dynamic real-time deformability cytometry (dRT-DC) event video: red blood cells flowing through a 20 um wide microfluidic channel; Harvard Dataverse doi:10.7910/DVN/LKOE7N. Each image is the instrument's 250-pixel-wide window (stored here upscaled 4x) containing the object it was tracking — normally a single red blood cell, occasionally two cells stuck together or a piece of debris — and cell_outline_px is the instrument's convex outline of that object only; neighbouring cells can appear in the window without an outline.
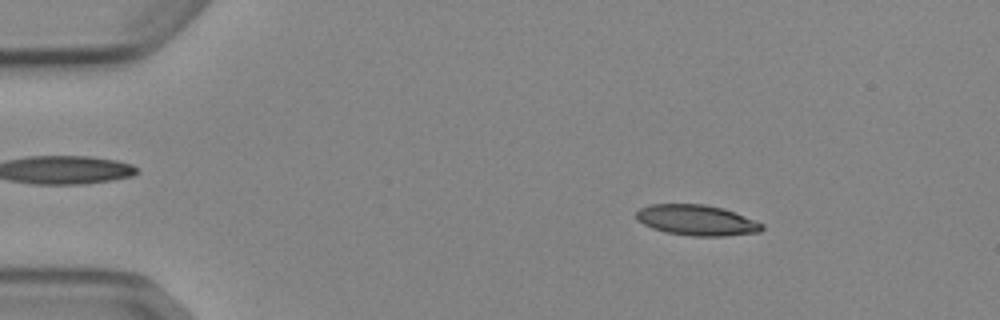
{"species": "Egyptian fruit bat (a non-hibernating species)", "species_latin": "Rousettus aegyptiacus", "temperature_condition": "cold", "stored_images_in_passage": 4, "camera_frame_rate_fps": 3000, "um_per_image_px": 0.085, "animal": {"sex": "female"}, "frame": {"image": 1, "passage_image": 2, "time_ms": 1.333, "image_size_px": [1000, 320], "cell_outline_px": [[764, 228], [760, 232], [724, 236], [692, 236], [668, 232], [652, 228], [636, 220], [636, 212], [640, 208], [652, 204], [704, 204], [724, 208], [756, 220], [764, 224]], "centroid_in_image_um": [59.25, 18.71], "position_along_channel_um": 25.8, "area_um2": 22.48}}